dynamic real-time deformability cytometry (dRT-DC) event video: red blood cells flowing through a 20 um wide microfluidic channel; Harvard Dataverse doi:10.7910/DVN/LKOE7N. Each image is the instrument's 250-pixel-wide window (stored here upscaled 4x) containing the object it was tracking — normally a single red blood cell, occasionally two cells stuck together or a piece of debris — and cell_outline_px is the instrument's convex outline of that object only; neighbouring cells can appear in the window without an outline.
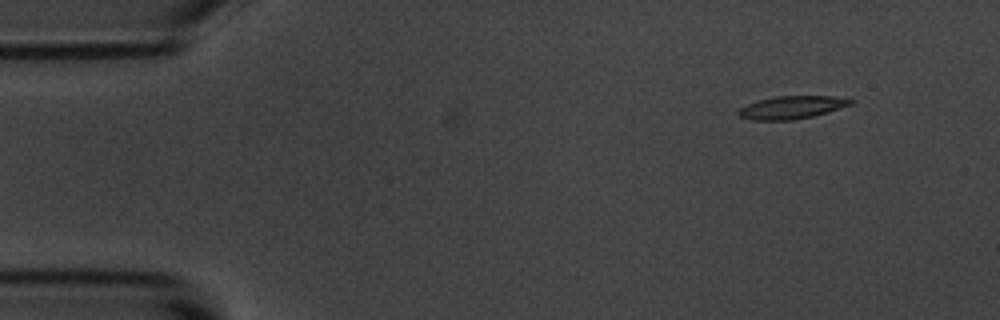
{"species": "common noctule bat (a hibernating species)", "species_latin": "Nyctalus noctula", "temperature_condition": "room temperature", "stored_images_in_passage": 6, "segment_of_instrument_passage": [1, 2], "camera_frame_rate_fps": 3000, "um_per_image_px": 0.085, "animal": {"sex": "male", "body_mass_g": 20.1, "forearm_length_mm": 53.5}, "frame": {"image": 1, "passage_image": 2, "time_ms": 1.0, "image_size_px": [1000, 320], "cell_outline_px": [[856, 100], [852, 104], [828, 112], [812, 116], [792, 120], [752, 120], [740, 116], [736, 112], [740, 108], [748, 104], [772, 96], [832, 96]], "centroid_in_image_um": [67.31, 9.12], "position_along_channel_um": 17.7, "area_um2": 14.85}}
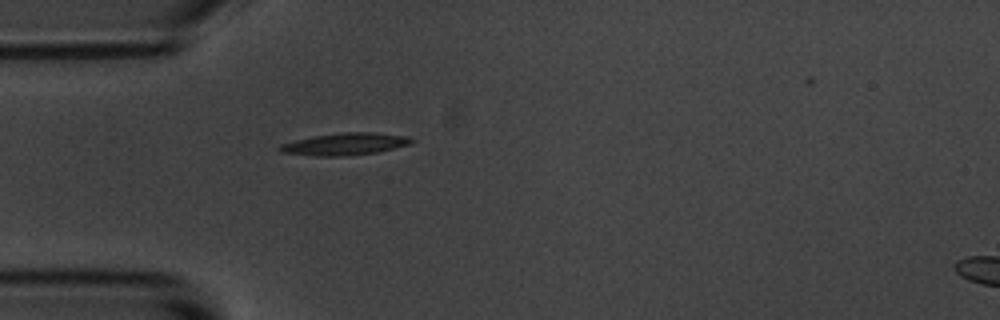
{"frame": {"image": 2, "passage_image": 5, "time_ms": 4.333, "image_size_px": [1000, 320], "cell_outline_px": [[416, 140], [408, 144], [376, 152], [344, 156], [312, 156], [280, 152], [276, 148], [280, 144], [312, 136], [344, 132], [372, 132], [408, 136]], "centroid_in_image_um": [29.27, 12.24], "position_along_channel_um": 55.7, "area_um2": 16.94}}